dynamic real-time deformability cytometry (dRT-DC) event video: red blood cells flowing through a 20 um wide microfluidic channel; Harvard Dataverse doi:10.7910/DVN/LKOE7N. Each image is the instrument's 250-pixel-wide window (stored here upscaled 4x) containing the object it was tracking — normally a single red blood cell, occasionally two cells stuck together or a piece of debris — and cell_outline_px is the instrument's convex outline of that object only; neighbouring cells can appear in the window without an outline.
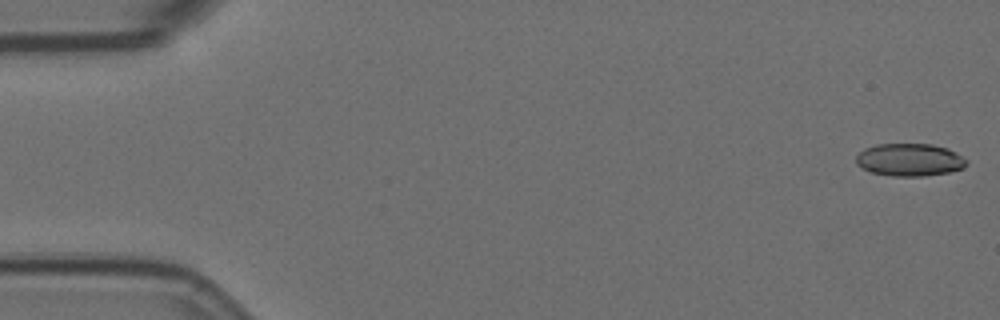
{"species": "Egyptian fruit bat (a non-hibernating species)", "species_latin": "Rousettus aegyptiacus", "temperature_condition": "room temperature", "stored_images_in_passage": 6, "camera_frame_rate_fps": 3000, "um_per_image_px": 0.085, "animal": {"sex": "female"}, "frame": {"image": 1, "passage_image": 1, "time_ms": 0.0, "image_size_px": [1000, 320], "cell_outline_px": [[968, 164], [964, 168], [948, 172], [924, 176], [892, 176], [872, 172], [856, 164], [856, 156], [864, 148], [876, 144], [932, 144], [948, 148], [956, 152], [968, 160]], "centroid_in_image_um": [77.35, 13.57], "position_along_channel_um": 7.7, "area_um2": 21.1}}
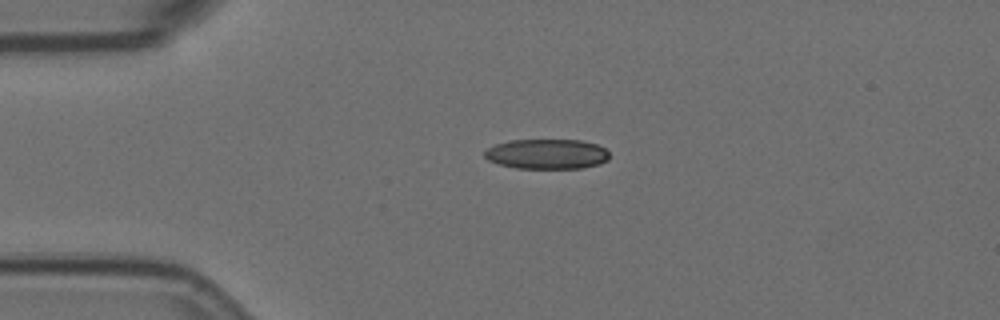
{"frame": {"image": 2, "passage_image": 4, "time_ms": 1.0, "image_size_px": [1000, 320], "cell_outline_px": [[608, 160], [600, 164], [580, 168], [516, 168], [500, 164], [488, 160], [484, 156], [484, 152], [488, 148], [496, 144], [508, 140], [580, 140], [596, 144], [604, 148], [608, 152]], "centroid_in_image_um": [46.48, 13.09], "position_along_channel_um": 38.5, "area_um2": 21.73}}